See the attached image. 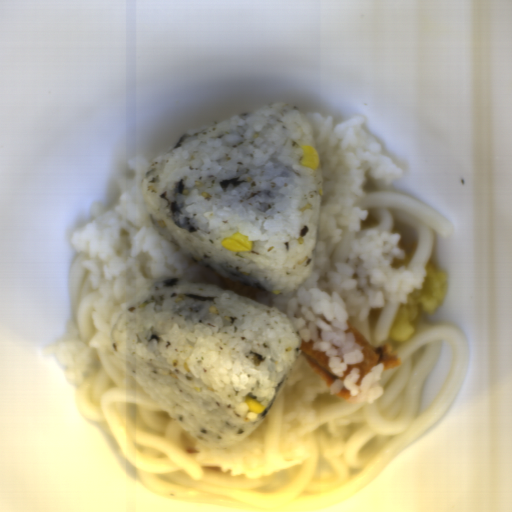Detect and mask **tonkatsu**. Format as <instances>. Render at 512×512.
<instances>
[{
  "label": "tonkatsu",
  "instance_id": "d4beea91",
  "mask_svg": "<svg viewBox=\"0 0 512 512\" xmlns=\"http://www.w3.org/2000/svg\"><path fill=\"white\" fill-rule=\"evenodd\" d=\"M345 333L353 335L355 342L363 348V360L357 364H347V369L341 377L342 380H346L353 369H359V376L355 383L359 386L376 364H384V369L401 365L399 355L390 346L382 345L377 349L373 348L349 319Z\"/></svg>",
  "mask_w": 512,
  "mask_h": 512
},
{
  "label": "tonkatsu",
  "instance_id": "3a3dc1c2",
  "mask_svg": "<svg viewBox=\"0 0 512 512\" xmlns=\"http://www.w3.org/2000/svg\"><path fill=\"white\" fill-rule=\"evenodd\" d=\"M301 357L310 368L324 381L326 385H331L337 381V374L333 373L328 356L321 350H315L312 342L301 343Z\"/></svg>",
  "mask_w": 512,
  "mask_h": 512
},
{
  "label": "tonkatsu",
  "instance_id": "08166bc2",
  "mask_svg": "<svg viewBox=\"0 0 512 512\" xmlns=\"http://www.w3.org/2000/svg\"><path fill=\"white\" fill-rule=\"evenodd\" d=\"M214 271L216 278L224 291H232L237 295L245 296L258 302V294L261 289H255L236 280H233L227 276H224L217 271Z\"/></svg>",
  "mask_w": 512,
  "mask_h": 512
},
{
  "label": "tonkatsu",
  "instance_id": "4b7f1978",
  "mask_svg": "<svg viewBox=\"0 0 512 512\" xmlns=\"http://www.w3.org/2000/svg\"><path fill=\"white\" fill-rule=\"evenodd\" d=\"M334 396L344 400L351 399L350 390L344 386L338 392L334 393Z\"/></svg>",
  "mask_w": 512,
  "mask_h": 512
}]
</instances>
